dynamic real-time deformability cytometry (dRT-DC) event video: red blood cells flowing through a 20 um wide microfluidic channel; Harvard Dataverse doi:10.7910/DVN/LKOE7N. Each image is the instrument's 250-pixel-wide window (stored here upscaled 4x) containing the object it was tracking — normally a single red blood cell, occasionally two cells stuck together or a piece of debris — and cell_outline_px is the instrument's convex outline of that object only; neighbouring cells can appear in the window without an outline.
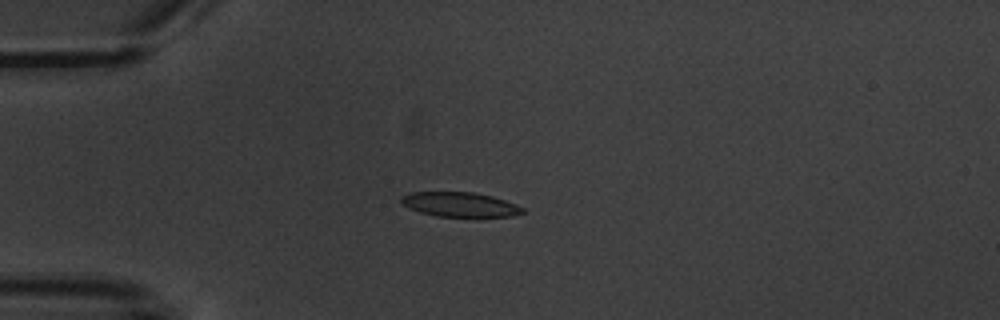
{"species": "common noctule bat (a hibernating species)", "species_latin": "Nyctalus noctula", "temperature_condition": "warm", "stored_images_in_passage": 10, "camera_frame_rate_fps": 3000, "um_per_image_px": 0.085, "animal": {"sex": "male", "body_mass_g": 20.1, "forearm_length_mm": 53.5}, "frame": {"image": 1, "passage_image": 5, "time_ms": 4.667, "image_size_px": [1000, 320], "cell_outline_px": [[524, 212], [512, 216], [476, 220], [436, 216], [420, 212], [408, 208], [400, 200], [400, 196], [412, 192], [476, 192], [492, 196], [516, 204], [524, 208]], "centroid_in_image_um": [39.15, 17.44], "position_along_channel_um": 45.8, "area_um2": 18.38}}
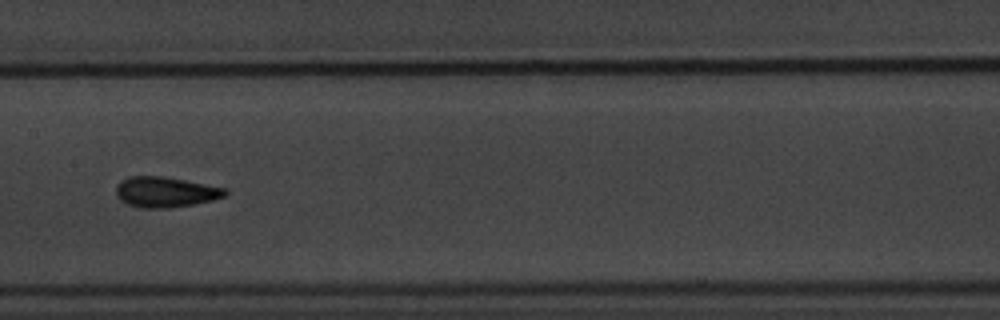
{"frame": {"image": 2, "passage_image": 9, "time_ms": 9.333, "image_size_px": [1000, 320], "cell_outline_px": [[228, 192], [224, 196], [212, 200], [192, 204], [168, 208], [140, 208], [128, 204], [120, 200], [116, 196], [116, 184], [120, 180], [128, 176], [164, 176], [228, 188]], "centroid_in_image_um": [14.03, 16.31], "position_along_channel_um": 193.4, "area_um2": 19.54}}